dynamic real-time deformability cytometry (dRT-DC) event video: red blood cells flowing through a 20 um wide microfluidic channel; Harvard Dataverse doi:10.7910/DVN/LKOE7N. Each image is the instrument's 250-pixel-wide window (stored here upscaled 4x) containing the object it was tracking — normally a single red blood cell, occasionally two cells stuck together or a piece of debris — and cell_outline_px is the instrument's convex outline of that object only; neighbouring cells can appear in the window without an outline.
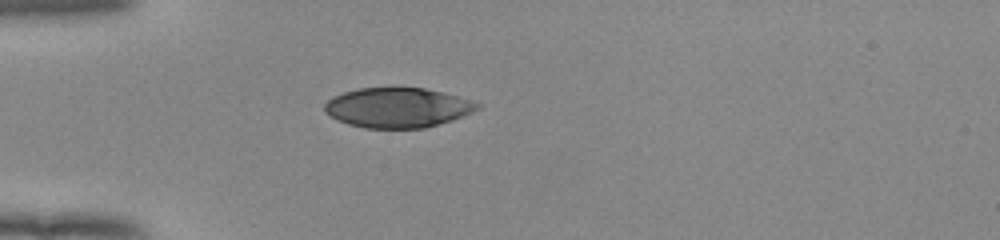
{"species": "human", "species_latin": "Homo sapiens", "temperature_condition": "room temperature", "stored_images_in_passage": 38, "camera_frame_rate_fps": 3000, "um_per_image_px": 0.085, "donor": {"sex": "female"}, "frame": {"image": 1, "passage_image": 1, "time_ms": 0.0, "image_size_px": [1000, 240], "cell_outline_px": [[480, 108], [472, 112], [452, 120], [424, 128], [364, 128], [348, 124], [324, 112], [324, 104], [332, 96], [344, 92], [360, 88], [424, 88], [472, 100], [480, 104]], "centroid_in_image_um": [33.78, 9.15], "position_along_channel_um": 51.2, "area_um2": 35.2}}
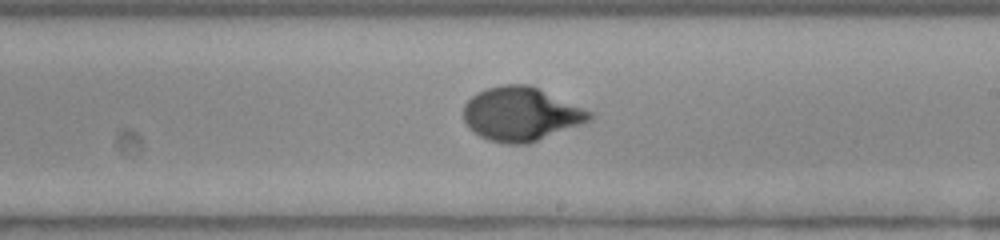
{"frame": {"image": 2, "passage_image": 17, "time_ms": 5.333, "image_size_px": [1000, 240], "cell_outline_px": [[596, 116], [592, 120], [528, 144], [504, 144], [488, 140], [480, 136], [468, 128], [464, 120], [464, 104], [476, 92], [484, 88], [504, 84], [528, 84], [596, 112]], "centroid_in_image_um": [44.31, 9.69], "position_along_channel_um": 244.7, "area_um2": 40.0}}
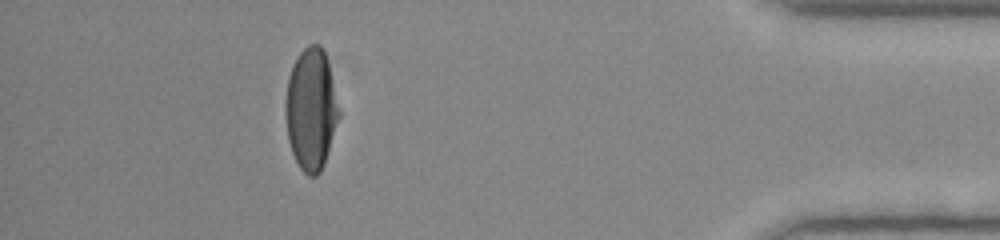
{"frame": {"image": 3, "passage_image": 33, "time_ms": 10.667, "image_size_px": [1000, 240], "cell_outline_px": [[340, 116], [324, 164], [320, 172], [316, 176], [308, 176], [300, 168], [292, 152], [288, 140], [284, 112], [284, 104], [288, 76], [300, 52], [308, 44], [320, 44], [324, 52], [328, 64], [340, 112]], "centroid_in_image_um": [26.42, 9.3], "position_along_channel_um": 408.8, "area_um2": 37.86}, "authors_computed_cell_mechanics": {"area_um2": 38.9572, "velocity_mm_per_s": 3.9219, "shape_relaxation_time_tau1_ms": 3.6988, "shape_relaxation_time_tau2_ms": null, "deformation_change_tau1": 0.1925, "deformation_change_tau2": null}}